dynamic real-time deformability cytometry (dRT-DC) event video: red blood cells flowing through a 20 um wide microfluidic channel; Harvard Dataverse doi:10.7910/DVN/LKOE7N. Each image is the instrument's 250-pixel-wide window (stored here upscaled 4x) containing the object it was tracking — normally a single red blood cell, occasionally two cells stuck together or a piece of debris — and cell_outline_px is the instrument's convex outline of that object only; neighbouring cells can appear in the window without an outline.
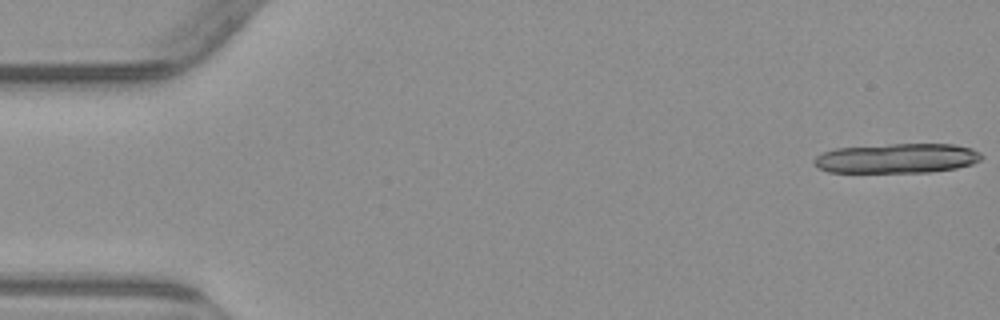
{"species": "common noctule bat (a hibernating species)", "species_latin": "Nyctalus noctula", "temperature_condition": "warm", "stored_images_in_passage": 4, "camera_frame_rate_fps": 3000, "um_per_image_px": 0.085, "animal": {"sex": "male", "body_mass_g": 23.1, "forearm_length_mm": 52.7}, "frame": {"image": 1, "passage_image": 1, "time_ms": 0.0, "image_size_px": [1000, 320], "cell_outline_px": [[984, 156], [980, 160], [972, 164], [956, 168], [932, 172], [828, 172], [816, 168], [812, 160], [820, 152], [836, 148], [888, 144], [952, 144], [972, 148], [980, 152]], "centroid_in_image_um": [76.21, 13.45], "position_along_channel_um": 8.8, "area_um2": 29.3}}